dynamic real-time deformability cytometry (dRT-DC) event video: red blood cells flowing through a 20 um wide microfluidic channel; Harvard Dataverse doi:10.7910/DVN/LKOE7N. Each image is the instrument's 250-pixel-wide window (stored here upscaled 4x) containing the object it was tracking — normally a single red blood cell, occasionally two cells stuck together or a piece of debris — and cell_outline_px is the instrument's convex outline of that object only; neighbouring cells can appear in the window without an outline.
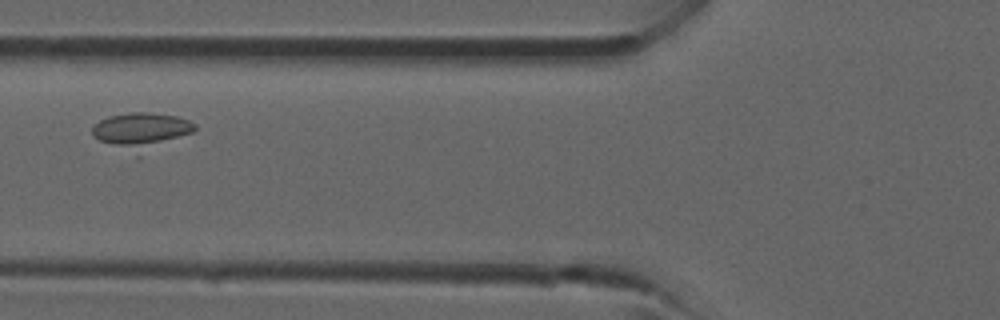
{"species": "common noctule bat (a hibernating species)", "species_latin": "Nyctalus noctula", "temperature_condition": "room temperature", "stored_images_in_passage": 27, "camera_frame_rate_fps": 3000, "um_per_image_px": 0.085, "animal": {"sex": "male", "forearm_length_mm": 52.5}, "frame": {"image": 1, "passage_image": 4, "time_ms": 1.0, "image_size_px": [1000, 320], "cell_outline_px": [[196, 128], [192, 132], [140, 156], [136, 156], [100, 140], [92, 136], [92, 128], [100, 120], [108, 116], [132, 112], [148, 112], [176, 116], [188, 120], [196, 124]], "centroid_in_image_um": [12.01, 11.13], "position_along_channel_um": 113.8, "area_um2": 21.79}}
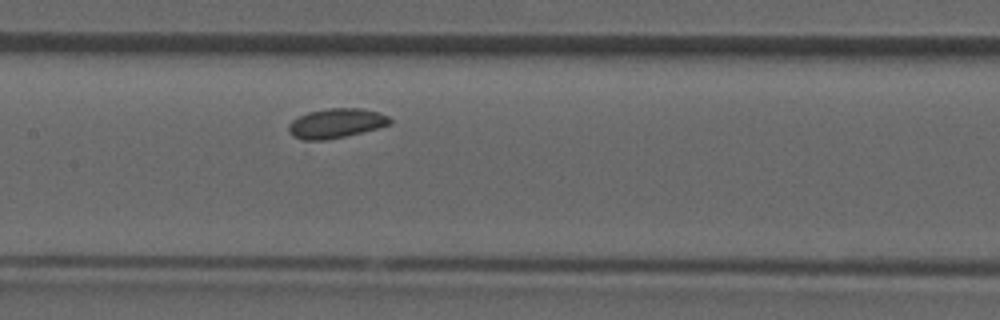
{"frame": {"image": 2, "passage_image": 8, "time_ms": 2.333, "image_size_px": [1000, 320], "cell_outline_px": [[392, 124], [344, 136], [324, 140], [304, 140], [292, 136], [288, 132], [288, 124], [292, 120], [308, 112], [328, 108], [360, 108], [376, 112], [388, 116], [392, 120]], "centroid_in_image_um": [28.53, 10.48], "position_along_channel_um": 178.9, "area_um2": 17.28}}
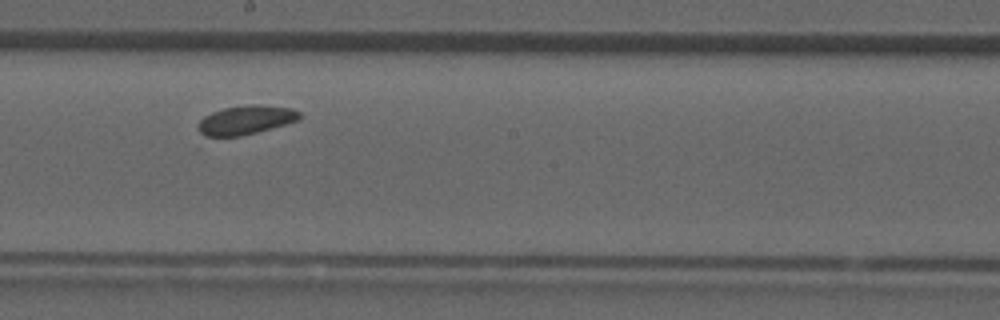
{"frame": {"image": 3, "passage_image": 11, "time_ms": 3.333, "image_size_px": [1000, 320], "cell_outline_px": [[304, 116], [300, 120], [256, 132], [240, 136], [204, 140], [200, 132], [200, 120], [204, 116], [212, 112], [224, 108], [256, 104], [260, 104], [292, 108], [300, 112]], "centroid_in_image_um": [20.88, 10.23], "position_along_channel_um": 227.3, "area_um2": 17.57}}